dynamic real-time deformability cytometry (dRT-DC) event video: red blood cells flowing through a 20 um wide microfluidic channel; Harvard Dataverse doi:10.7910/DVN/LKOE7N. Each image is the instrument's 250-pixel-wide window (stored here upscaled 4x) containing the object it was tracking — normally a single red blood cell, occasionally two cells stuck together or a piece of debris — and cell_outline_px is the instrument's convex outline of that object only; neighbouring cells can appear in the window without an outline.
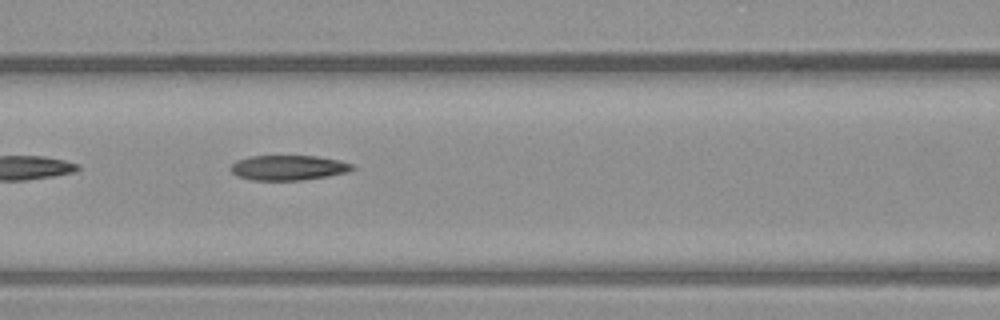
{"species": "common noctule bat (a hibernating species)", "species_latin": "Nyctalus noctula", "temperature_condition": "warm", "stored_images_in_passage": 7, "camera_frame_rate_fps": 3000, "um_per_image_px": 0.085, "animal": {"sex": "male", "body_mass_g": 23.1, "forearm_length_mm": 52.7}, "frame": {"image": 1, "passage_image": 3, "time_ms": 0.667, "image_size_px": [1000, 320], "cell_outline_px": [[356, 168], [348, 172], [328, 176], [300, 180], [252, 180], [236, 176], [228, 168], [236, 160], [252, 156], [316, 156], [340, 160], [352, 164]], "centroid_in_image_um": [24.5, 14.25], "position_along_channel_um": 142.1, "area_um2": 17.8}}
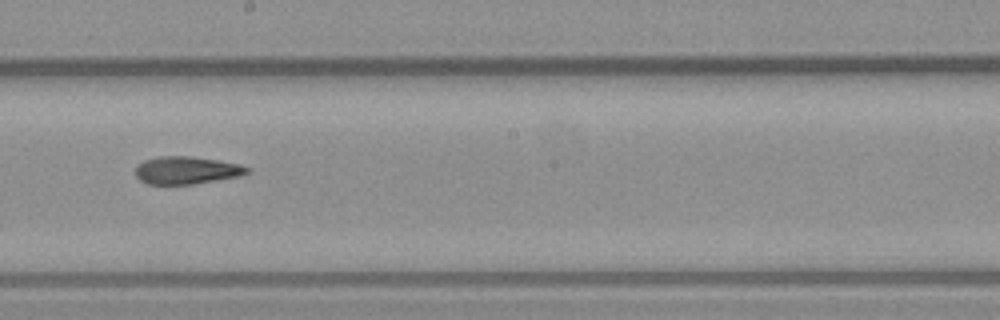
{"frame": {"image": 2, "passage_image": 5, "time_ms": 1.333, "image_size_px": [1000, 320], "cell_outline_px": [[252, 172], [240, 176], [192, 184], [148, 184], [140, 180], [136, 176], [136, 164], [144, 160], [160, 156], [192, 156], [240, 164], [248, 168]], "centroid_in_image_um": [15.85, 14.47], "position_along_channel_um": 232.4, "area_um2": 17.98}}
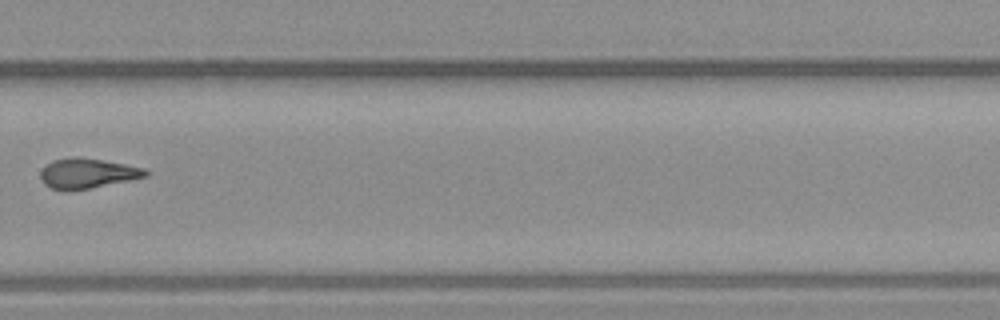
{"frame": {"image": 3, "passage_image": 7, "time_ms": 2.0, "image_size_px": [1000, 320], "cell_outline_px": [[152, 172], [148, 176], [132, 180], [68, 192], [64, 192], [52, 188], [44, 184], [40, 176], [40, 172], [52, 160], [72, 156], [76, 156], [104, 160], [144, 168]], "centroid_in_image_um": [7.44, 14.74], "position_along_channel_um": 322.4, "area_um2": 18.67}}